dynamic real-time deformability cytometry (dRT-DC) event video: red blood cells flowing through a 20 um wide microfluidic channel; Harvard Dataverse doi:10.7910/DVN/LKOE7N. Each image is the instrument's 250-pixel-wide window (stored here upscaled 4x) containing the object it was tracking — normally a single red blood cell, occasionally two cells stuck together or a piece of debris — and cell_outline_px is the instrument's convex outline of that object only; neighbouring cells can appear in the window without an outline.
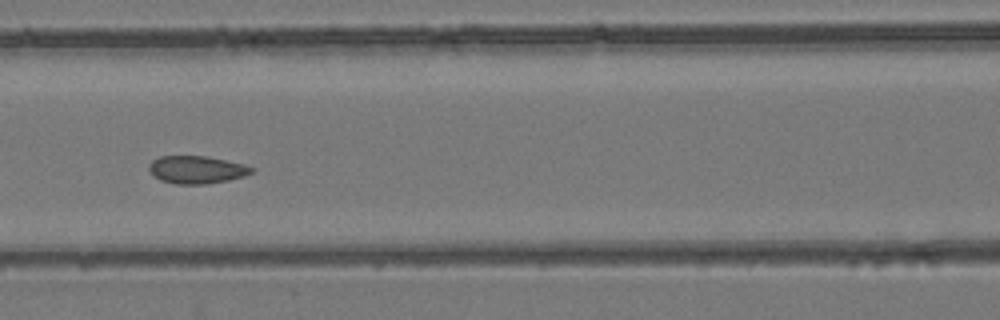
{"species": "common noctule bat (a hibernating species)", "species_latin": "Nyctalus noctula", "temperature_condition": "room temperature", "stored_images_in_passage": 7, "camera_frame_rate_fps": 3000, "um_per_image_px": 0.085, "animal": {"sex": "female", "body_mass_g": 24.6, "forearm_length_mm": 56.2}, "frame": {"image": 1, "passage_image": 6, "time_ms": 5.667, "image_size_px": [1000, 320], "cell_outline_px": [[256, 168], [252, 172], [244, 176], [228, 180], [204, 184], [176, 184], [160, 180], [148, 168], [148, 164], [152, 160], [160, 156], [208, 156], [244, 164]], "centroid_in_image_um": [16.73, 14.41], "position_along_channel_um": 149.9, "area_um2": 16.53}}
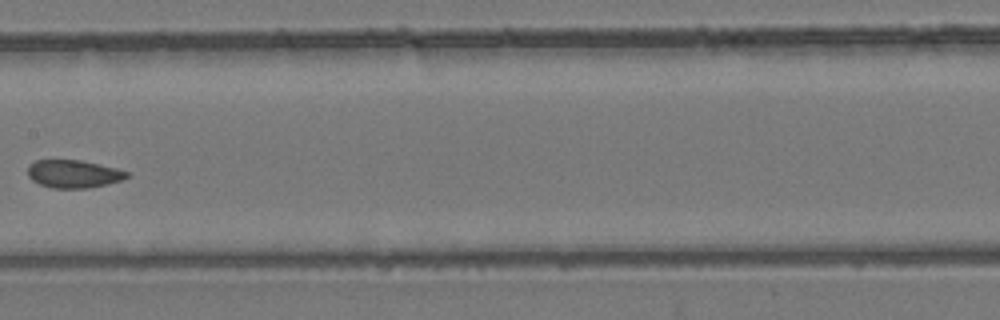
{"frame": {"image": 2, "passage_image": 7, "time_ms": 7.0, "image_size_px": [1000, 320], "cell_outline_px": [[132, 176], [120, 180], [88, 188], [52, 188], [40, 184], [32, 180], [28, 176], [28, 164], [36, 160], [80, 160], [116, 168], [128, 172]], "centroid_in_image_um": [6.23, 14.77], "position_along_channel_um": 201.2, "area_um2": 16.01}}